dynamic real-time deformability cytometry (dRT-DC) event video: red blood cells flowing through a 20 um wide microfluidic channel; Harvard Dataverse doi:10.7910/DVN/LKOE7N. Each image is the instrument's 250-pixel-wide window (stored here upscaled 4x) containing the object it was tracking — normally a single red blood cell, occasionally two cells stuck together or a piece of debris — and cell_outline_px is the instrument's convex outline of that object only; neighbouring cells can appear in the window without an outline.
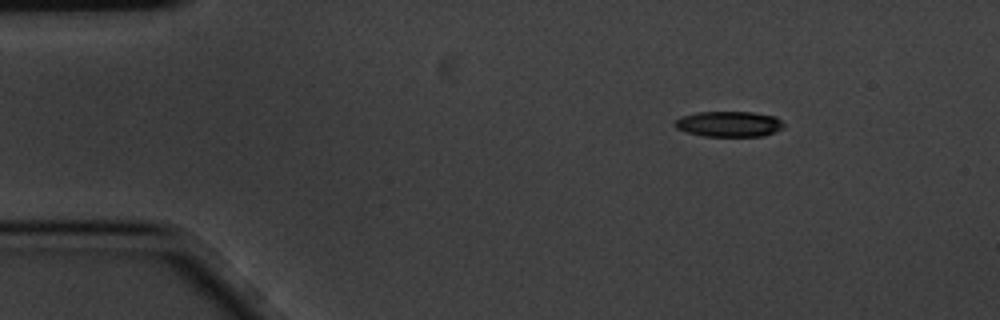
{"species": "common noctule bat (a hibernating species)", "species_latin": "Nyctalus noctula", "temperature_condition": "cold", "stored_images_in_passage": 3, "camera_frame_rate_fps": 3000, "um_per_image_px": 0.085, "animal": {"sex": "male", "body_mass_g": 20.1, "forearm_length_mm": 53.5}, "frame": {"image": 1, "passage_image": 1, "time_ms": 0.0, "image_size_px": [1000, 320], "cell_outline_px": [[784, 128], [764, 136], [704, 136], [688, 132], [676, 128], [676, 120], [680, 116], [696, 112], [752, 112], [776, 116], [784, 124]], "centroid_in_image_um": [61.99, 10.53], "position_along_channel_um": 23.0, "area_um2": 16.18}}